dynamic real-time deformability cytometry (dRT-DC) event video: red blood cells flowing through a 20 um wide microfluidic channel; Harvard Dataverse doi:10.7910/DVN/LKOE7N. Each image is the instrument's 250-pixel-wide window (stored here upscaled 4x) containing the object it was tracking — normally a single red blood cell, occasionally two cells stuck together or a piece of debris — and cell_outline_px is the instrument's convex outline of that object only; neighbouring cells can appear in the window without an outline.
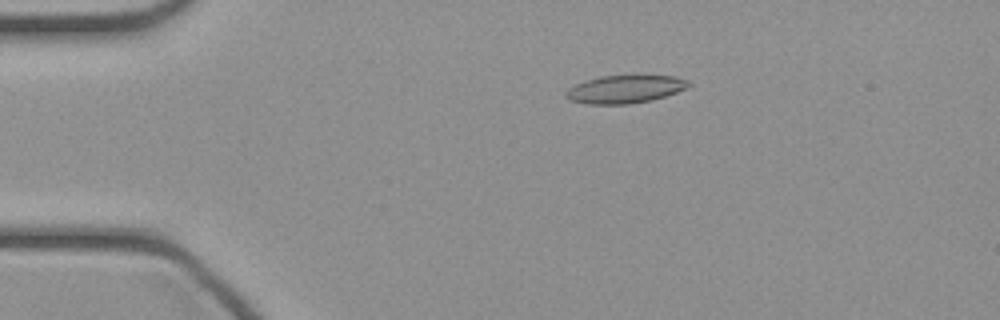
{"species": "common noctule bat (a hibernating species)", "species_latin": "Nyctalus noctula", "temperature_condition": "cold", "stored_images_in_passage": 46, "camera_frame_rate_fps": 3000, "um_per_image_px": 0.085, "animal": {"sex": "female", "body_mass_g": 21.9}, "frame": {"image": 1, "passage_image": 9, "time_ms": 2.667, "image_size_px": [1000, 320], "cell_outline_px": [[692, 84], [688, 88], [652, 100], [628, 104], [588, 104], [572, 100], [564, 96], [564, 92], [568, 88], [584, 80], [600, 76], [676, 76], [688, 80]], "centroid_in_image_um": [53.12, 7.58], "position_along_channel_um": 31.9, "area_um2": 19.94}}
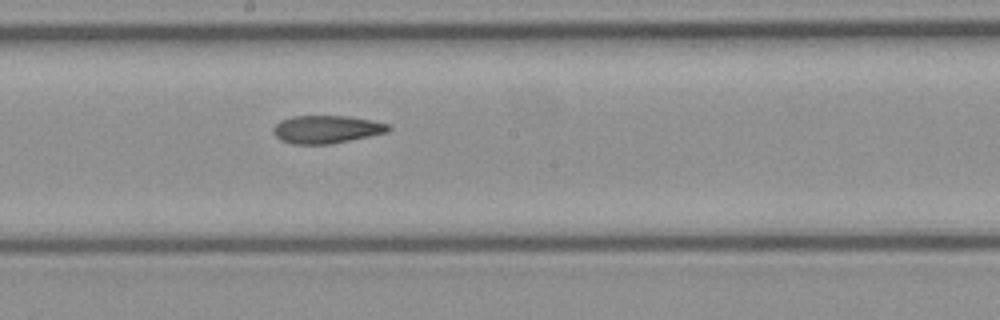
{"frame": {"image": 2, "passage_image": 25, "time_ms": 8.0, "image_size_px": [1000, 320], "cell_outline_px": [[392, 128], [388, 132], [328, 144], [292, 144], [280, 140], [272, 132], [272, 128], [280, 120], [292, 116], [348, 116], [372, 120], [388, 124]], "centroid_in_image_um": [27.72, 10.98], "position_along_channel_um": 220.5, "area_um2": 18.67}}
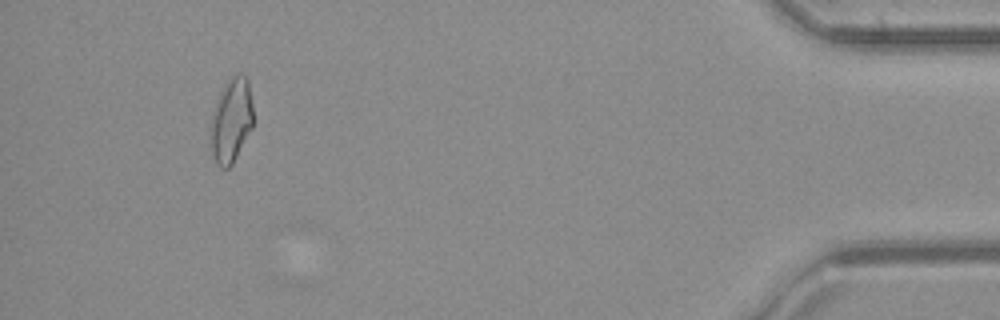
{"frame": {"image": 3, "passage_image": 43, "time_ms": 14.0, "image_size_px": [1000, 320], "cell_outline_px": [[252, 128], [232, 164], [228, 168], [220, 168], [216, 164], [212, 152], [208, 136], [208, 128], [212, 112], [216, 100], [228, 76], [244, 76], [248, 80], [252, 104]], "centroid_in_image_um": [19.6, 10.26], "position_along_channel_um": 415.6, "area_um2": 21.27}}